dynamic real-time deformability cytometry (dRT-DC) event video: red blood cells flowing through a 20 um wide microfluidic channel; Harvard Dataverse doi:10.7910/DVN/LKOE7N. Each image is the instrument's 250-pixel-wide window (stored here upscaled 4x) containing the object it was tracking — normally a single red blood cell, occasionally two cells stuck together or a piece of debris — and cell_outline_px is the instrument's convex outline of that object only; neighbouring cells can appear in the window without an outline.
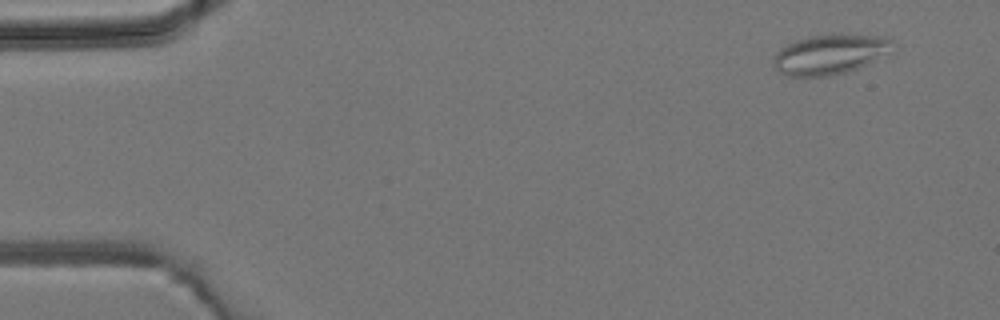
{"species": "common noctule bat (a hibernating species)", "species_latin": "Nyctalus noctula", "temperature_condition": "room temperature", "stored_images_in_passage": 3, "camera_frame_rate_fps": 3000, "um_per_image_px": 0.085, "animal": {"sex": "male", "body_mass_g": 19.2, "forearm_length_mm": 51.8}, "frame": {"image": 1, "passage_image": 1, "time_ms": 0.0, "image_size_px": [1000, 320], "cell_outline_px": [[892, 40], [888, 52], [856, 68], [832, 76], [784, 76], [772, 64], [772, 60], [776, 52], [780, 48], [796, 40], [808, 36], [832, 32], [840, 32], [888, 36]], "centroid_in_image_um": [70.49, 4.57], "position_along_channel_um": 14.5, "area_um2": 28.03}}